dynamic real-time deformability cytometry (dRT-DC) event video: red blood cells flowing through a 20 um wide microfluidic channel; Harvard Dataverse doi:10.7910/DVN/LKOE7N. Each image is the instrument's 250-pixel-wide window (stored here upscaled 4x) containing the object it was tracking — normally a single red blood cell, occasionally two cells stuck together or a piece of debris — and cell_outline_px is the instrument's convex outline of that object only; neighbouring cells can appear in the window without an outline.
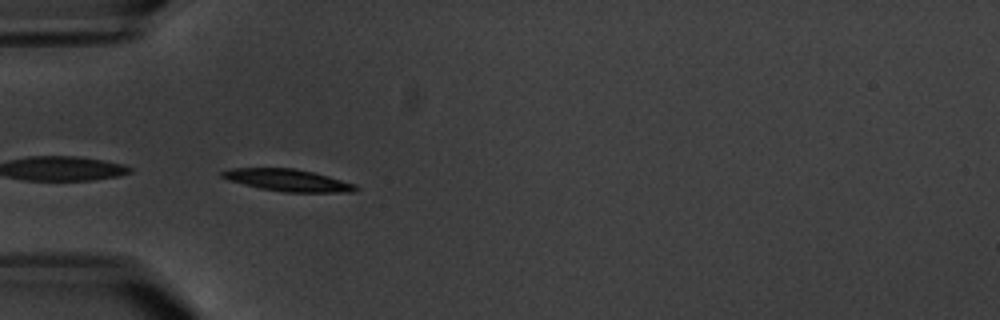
{"species": "common noctule bat (a hibernating species)", "species_latin": "Nyctalus noctula", "temperature_condition": "warm", "stored_images_in_passage": 8, "camera_frame_rate_fps": 3000, "um_per_image_px": 0.085, "animal": {"sex": "male", "body_mass_g": 20.1, "forearm_length_mm": 53.5}, "frame": {"image": 1, "passage_image": 5, "time_ms": 5.667, "image_size_px": [1000, 320], "cell_outline_px": [[360, 188], [352, 192], [284, 192], [260, 188], [228, 180], [220, 176], [220, 172], [232, 168], [292, 168], [312, 172], [328, 176], [356, 184]], "centroid_in_image_um": [24.47, 15.32], "position_along_channel_um": 60.5, "area_um2": 17.05}}
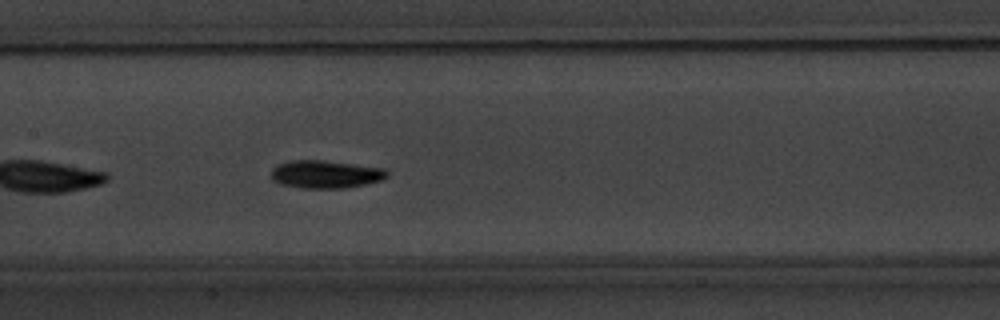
{"frame": {"image": 2, "passage_image": 8, "time_ms": 9.333, "image_size_px": [1000, 320], "cell_outline_px": [[388, 176], [380, 180], [364, 184], [344, 188], [300, 188], [280, 184], [272, 180], [272, 168], [276, 164], [292, 160], [324, 160], [384, 168], [388, 172]], "centroid_in_image_um": [27.64, 14.8], "position_along_channel_um": 179.8, "area_um2": 18.84}}